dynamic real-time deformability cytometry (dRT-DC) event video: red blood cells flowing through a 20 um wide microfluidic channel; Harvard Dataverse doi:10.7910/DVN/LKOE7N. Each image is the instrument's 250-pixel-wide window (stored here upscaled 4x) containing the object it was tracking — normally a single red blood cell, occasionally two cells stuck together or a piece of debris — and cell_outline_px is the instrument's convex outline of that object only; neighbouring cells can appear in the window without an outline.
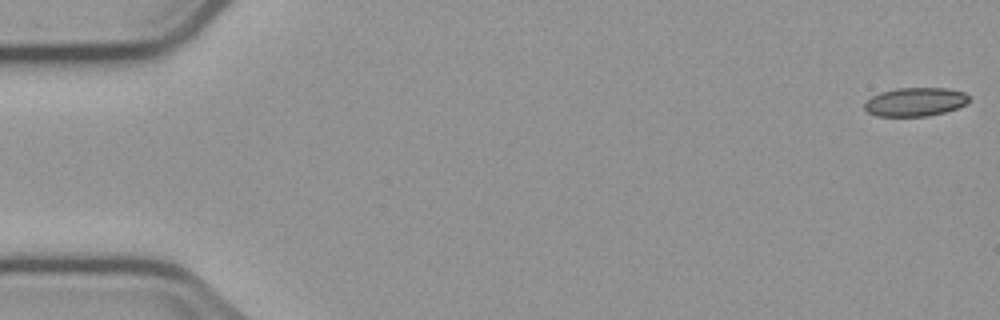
{"species": "common noctule bat (a hibernating species)", "species_latin": "Nyctalus noctula", "temperature_condition": "cold", "stored_images_in_passage": 4, "camera_frame_rate_fps": 3000, "um_per_image_px": 0.085, "animal": {"sex": "male", "body_mass_g": 23.1, "forearm_length_mm": 52.7}, "frame": {"image": 1, "passage_image": 1, "time_ms": 0.0, "image_size_px": [1000, 320], "cell_outline_px": [[968, 104], [944, 112], [928, 116], [876, 116], [868, 112], [864, 108], [864, 104], [872, 96], [880, 92], [896, 88], [948, 88], [964, 92], [968, 96]], "centroid_in_image_um": [77.79, 8.66], "position_along_channel_um": 7.2, "area_um2": 17.46}}
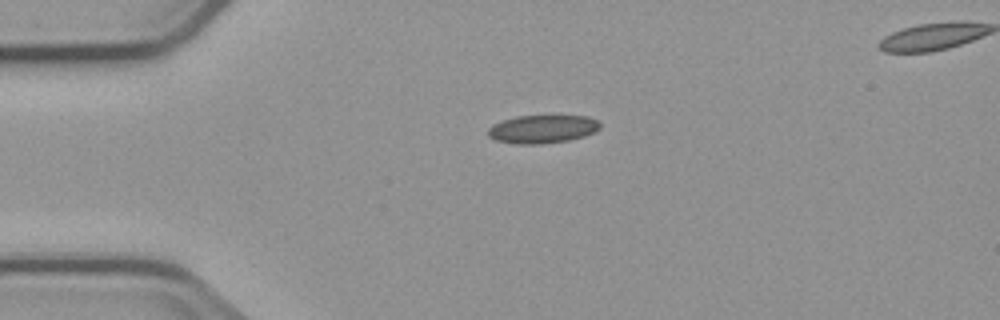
{"frame": {"image": 2, "passage_image": 3, "time_ms": 4.0, "image_size_px": [1000, 320], "cell_outline_px": [[600, 128], [596, 132], [584, 136], [568, 140], [540, 144], [516, 144], [496, 140], [488, 136], [488, 128], [492, 124], [516, 116], [588, 116], [596, 120], [600, 124]], "centroid_in_image_um": [46.1, 10.97], "position_along_channel_um": 38.9, "area_um2": 18.38}}